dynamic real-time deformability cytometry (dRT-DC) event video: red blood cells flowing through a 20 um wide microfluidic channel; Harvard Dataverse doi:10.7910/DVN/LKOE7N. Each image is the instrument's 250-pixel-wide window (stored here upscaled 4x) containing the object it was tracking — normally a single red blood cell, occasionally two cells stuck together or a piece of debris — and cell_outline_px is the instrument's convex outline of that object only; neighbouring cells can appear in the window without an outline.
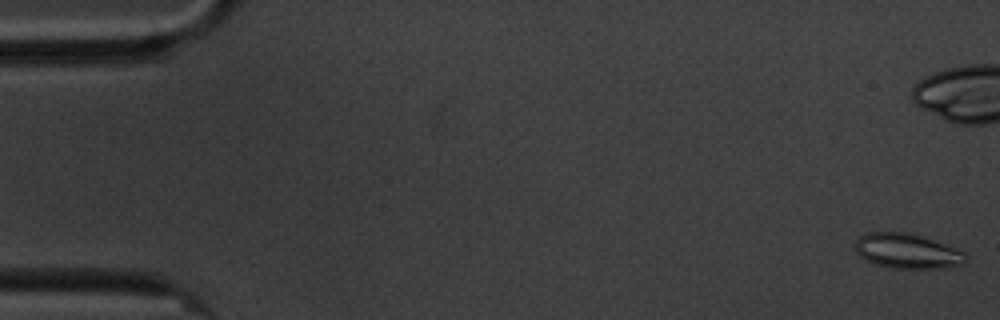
{"species": "common noctule bat (a hibernating species)", "species_latin": "Nyctalus noctula", "temperature_condition": "cold", "stored_images_in_passage": 60, "camera_frame_rate_fps": 3000, "um_per_image_px": 0.085, "animal": {"sex": "male", "body_mass_g": 20.1, "forearm_length_mm": 53.5}, "frame": {"image": 1, "passage_image": 1, "time_ms": 0.0, "image_size_px": [1000, 320], "cell_outline_px": [[968, 260], [952, 268], [892, 268], [876, 264], [864, 260], [852, 248], [856, 240], [860, 236], [868, 232], [912, 232], [964, 252], [968, 256]], "centroid_in_image_um": [77.08, 21.34], "position_along_channel_um": 7.9, "area_um2": 22.72}}
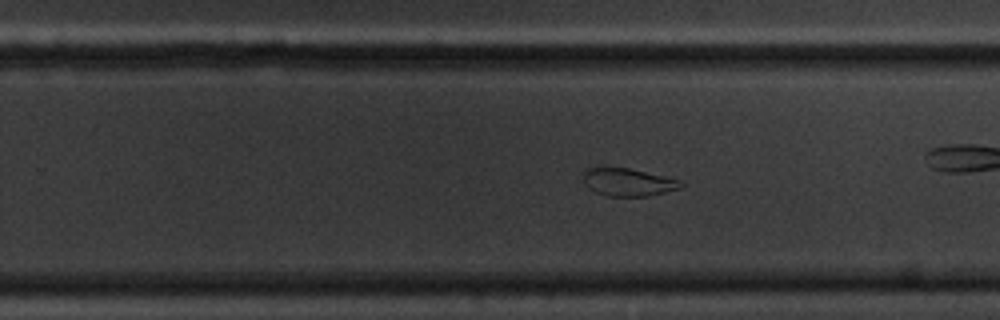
{"frame": {"image": 2, "passage_image": 37, "time_ms": 12.0, "image_size_px": [1000, 320], "cell_outline_px": [[684, 184], [680, 188], [648, 196], [608, 196], [596, 192], [588, 188], [584, 184], [580, 172], [588, 168], [628, 168], [684, 180]], "centroid_in_image_um": [53.37, 15.48], "position_along_channel_um": 276.4, "area_um2": 15.95}}
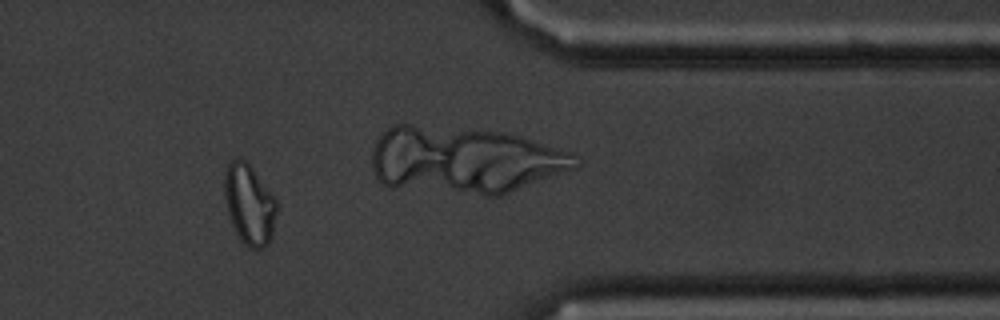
{"frame": {"image": 3, "passage_image": 49, "time_ms": 16.0, "image_size_px": [1000, 320], "cell_outline_px": [[276, 212], [272, 236], [268, 244], [260, 248], [248, 248], [240, 240], [232, 224], [228, 212], [224, 196], [224, 172], [228, 164], [232, 160], [244, 160], [252, 168], [276, 200]], "centroid_in_image_um": [21.17, 17.4], "position_along_channel_um": 390.2, "area_um2": 24.04}, "authors_computed_cell_mechanics": {"area_um2": 21.7617, "velocity_mm_per_s": 3.3811, "shape_relaxation_time_tau1_ms": null, "shape_relaxation_time_tau2_ms": 5.2564, "deformation_change_tau1": null, "deformation_change_tau2": 0.113}}